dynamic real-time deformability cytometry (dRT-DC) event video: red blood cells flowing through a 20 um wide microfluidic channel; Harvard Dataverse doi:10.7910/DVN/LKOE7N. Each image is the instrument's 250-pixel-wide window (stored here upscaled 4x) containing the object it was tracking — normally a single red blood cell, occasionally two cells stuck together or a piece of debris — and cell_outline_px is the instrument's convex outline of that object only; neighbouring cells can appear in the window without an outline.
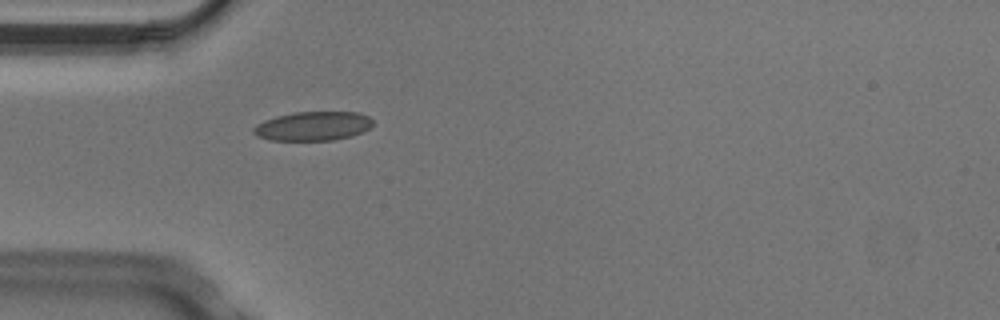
{"species": "Egyptian fruit bat (a non-hibernating species)", "species_latin": "Rousettus aegyptiacus", "temperature_condition": "cold", "stored_images_in_passage": 2, "camera_frame_rate_fps": 3000, "um_per_image_px": 0.085, "animal": {"sex": "male"}, "frame": {"image": 1, "passage_image": 2, "time_ms": 0.333, "image_size_px": [1000, 320], "cell_outline_px": [[372, 124], [368, 128], [352, 136], [332, 140], [272, 140], [256, 136], [252, 132], [252, 128], [256, 124], [264, 120], [276, 116], [292, 112], [360, 112], [368, 116], [372, 120]], "centroid_in_image_um": [26.56, 10.71], "position_along_channel_um": 58.4, "area_um2": 20.23}}